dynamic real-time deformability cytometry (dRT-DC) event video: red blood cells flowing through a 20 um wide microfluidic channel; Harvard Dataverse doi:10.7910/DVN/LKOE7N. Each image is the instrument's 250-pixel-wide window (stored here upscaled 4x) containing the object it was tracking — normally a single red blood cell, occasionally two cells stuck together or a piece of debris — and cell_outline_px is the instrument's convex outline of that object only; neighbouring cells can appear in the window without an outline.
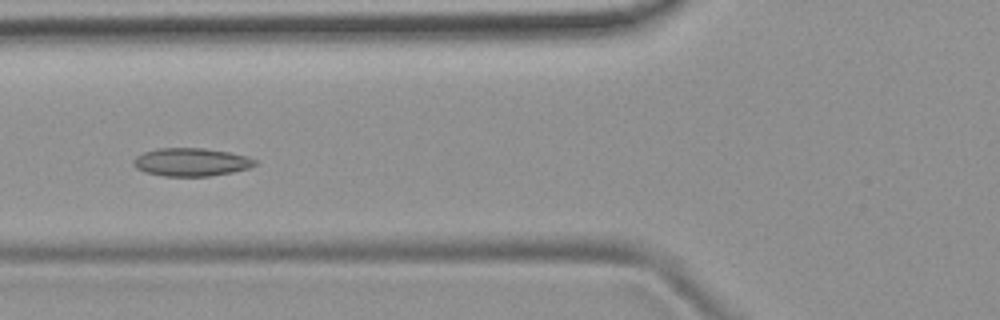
{"species": "common noctule bat (a hibernating species)", "species_latin": "Nyctalus noctula", "temperature_condition": "room temperature", "stored_images_in_passage": 53, "camera_frame_rate_fps": 3000, "um_per_image_px": 0.085, "animal": {"sex": "female", "body_mass_g": 19.9}, "frame": {"image": 1, "passage_image": 21, "time_ms": 6.667, "image_size_px": [1000, 320], "cell_outline_px": [[256, 164], [248, 168], [232, 172], [208, 176], [164, 176], [144, 172], [136, 168], [132, 164], [132, 160], [136, 156], [144, 152], [160, 148], [204, 148], [228, 152], [248, 156], [256, 160]], "centroid_in_image_um": [16.22, 13.77], "position_along_channel_um": 109.6, "area_um2": 19.88}}
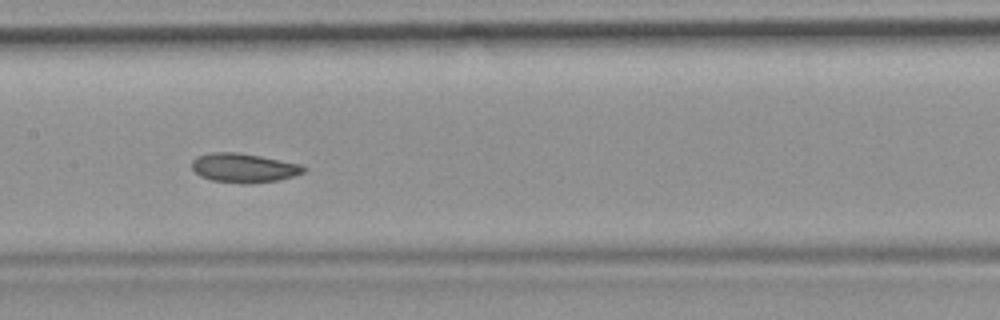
{"frame": {"image": 2, "passage_image": 27, "time_ms": 8.667, "image_size_px": [1000, 320], "cell_outline_px": [[308, 168], [304, 172], [280, 180], [248, 184], [244, 184], [212, 180], [200, 176], [192, 168], [192, 160], [196, 156], [212, 152], [236, 152], [260, 156], [300, 164]], "centroid_in_image_um": [20.72, 14.27], "position_along_channel_um": 186.7, "area_um2": 19.02}}
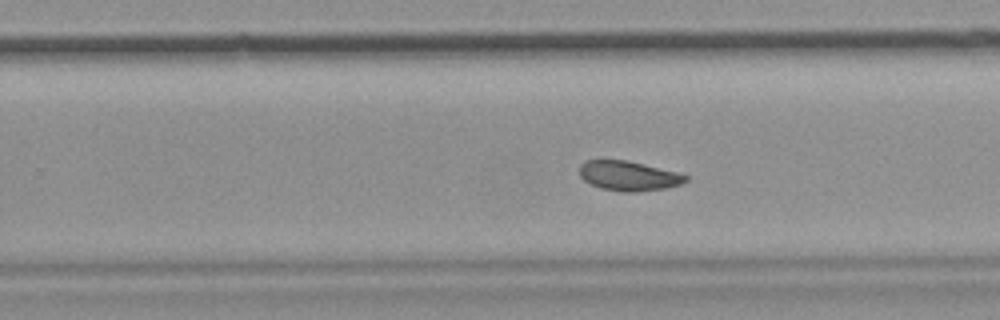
{"frame": {"image": 3, "passage_image": 34, "time_ms": 11.0, "image_size_px": [1000, 320], "cell_outline_px": [[688, 180], [680, 184], [664, 188], [636, 192], [620, 192], [600, 188], [584, 180], [580, 176], [580, 164], [588, 160], [628, 160], [676, 172], [688, 176]], "centroid_in_image_um": [53.41, 14.95], "position_along_channel_um": 276.4, "area_um2": 18.26}, "authors_computed_cell_mechanics": {"area_um2": 19.7098, "velocity_mm_per_s": 3.8599, "shape_relaxation_time_tau1_ms": 7.7303, "shape_relaxation_time_tau2_ms": 4.7726, "deformation_change_tau1": 0.1154, "deformation_change_tau2": 0.0732}}